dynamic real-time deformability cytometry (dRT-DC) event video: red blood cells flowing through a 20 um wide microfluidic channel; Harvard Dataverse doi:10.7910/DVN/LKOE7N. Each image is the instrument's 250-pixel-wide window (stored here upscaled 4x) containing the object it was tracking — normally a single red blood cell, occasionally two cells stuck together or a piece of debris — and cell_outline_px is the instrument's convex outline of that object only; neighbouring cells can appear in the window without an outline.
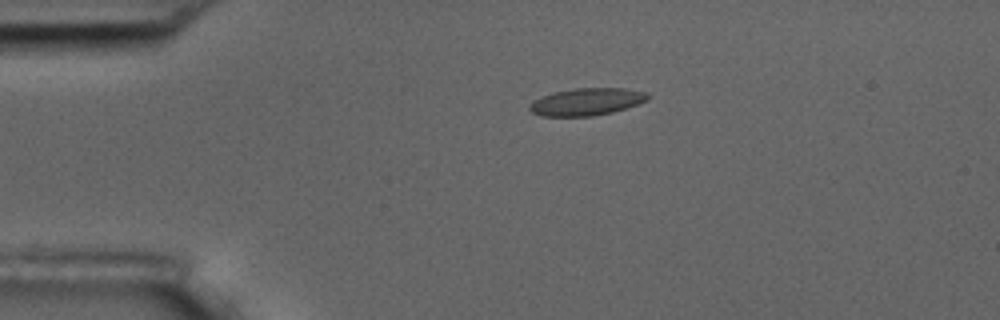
{"species": "common noctule bat (a hibernating species)", "species_latin": "Nyctalus noctula", "temperature_condition": "room temperature", "stored_images_in_passage": 7, "camera_frame_rate_fps": 3000, "um_per_image_px": 0.085, "animal": {"sex": "male", "body_mass_g": 17.5, "forearm_length_mm": 52.3}, "frame": {"image": 1, "passage_image": 4, "time_ms": 3.333, "image_size_px": [1000, 320], "cell_outline_px": [[648, 100], [612, 112], [592, 116], [540, 116], [532, 112], [528, 108], [536, 100], [552, 92], [576, 88], [624, 88], [644, 92], [648, 96]], "centroid_in_image_um": [49.85, 8.65], "position_along_channel_um": 35.1, "area_um2": 18.44}}
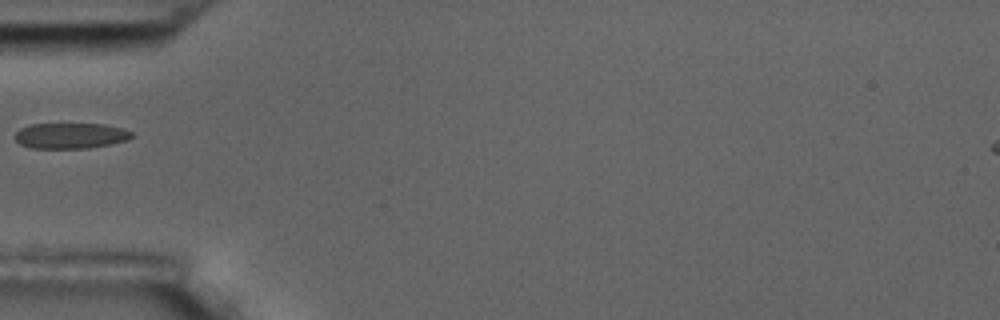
{"frame": {"image": 2, "passage_image": 6, "time_ms": 5.667, "image_size_px": [1000, 320], "cell_outline_px": [[136, 136], [128, 140], [88, 148], [32, 148], [20, 144], [12, 136], [20, 128], [28, 124], [104, 124], [120, 128], [132, 132]], "centroid_in_image_um": [5.97, 11.53], "position_along_channel_um": 79.0, "area_um2": 17.51}}